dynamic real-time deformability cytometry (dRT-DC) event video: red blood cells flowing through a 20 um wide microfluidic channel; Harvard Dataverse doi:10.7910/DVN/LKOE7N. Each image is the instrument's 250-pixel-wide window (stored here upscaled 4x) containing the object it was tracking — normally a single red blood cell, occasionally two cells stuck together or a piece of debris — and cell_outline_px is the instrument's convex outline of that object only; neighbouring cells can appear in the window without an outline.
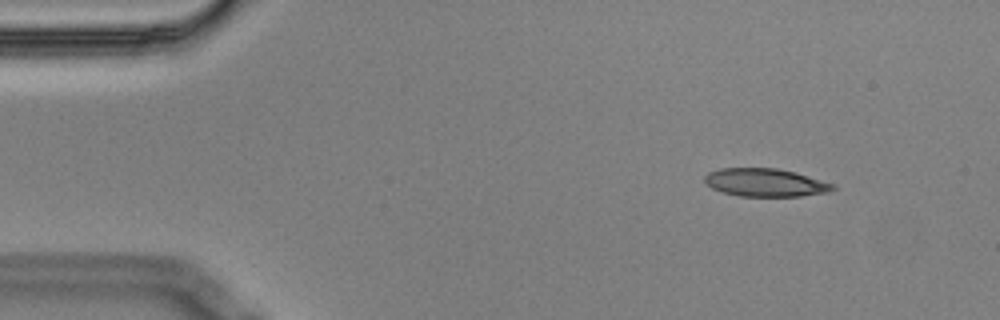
{"species": "Egyptian fruit bat (a non-hibernating species)", "species_latin": "Rousettus aegyptiacus", "temperature_condition": "cold", "stored_images_in_passage": 10, "camera_frame_rate_fps": 3000, "um_per_image_px": 0.085, "animal": {"sex": "male"}, "frame": {"image": 1, "passage_image": 1, "time_ms": 0.0, "image_size_px": [1000, 320], "cell_outline_px": [[836, 188], [828, 192], [800, 196], [740, 196], [724, 192], [712, 188], [704, 184], [704, 176], [708, 172], [720, 168], [776, 168], [796, 172], [836, 184]], "centroid_in_image_um": [65.06, 15.51], "position_along_channel_um": 19.9, "area_um2": 21.1}}
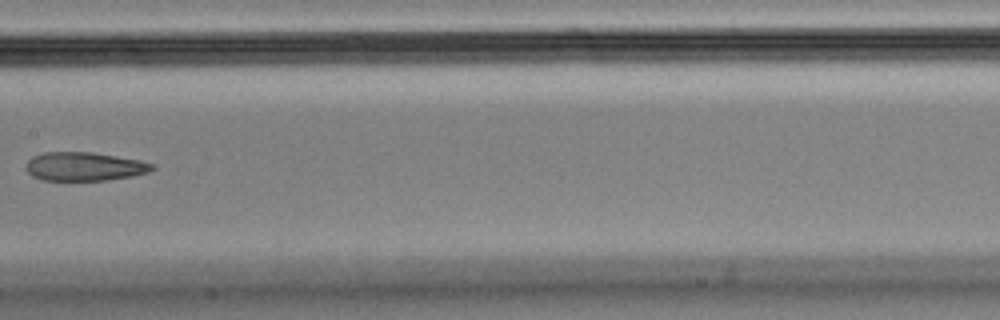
{"frame": {"image": 2, "passage_image": 7, "time_ms": 2.0, "image_size_px": [1000, 320], "cell_outline_px": [[156, 168], [148, 172], [132, 176], [108, 180], [44, 180], [32, 176], [24, 168], [28, 160], [32, 156], [44, 152], [92, 152], [140, 160], [156, 164]], "centroid_in_image_um": [7.18, 14.15], "position_along_channel_um": 200.2, "area_um2": 21.21}}
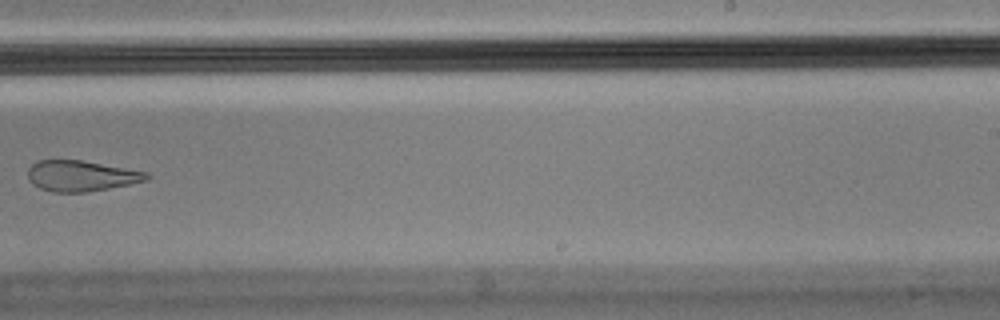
{"frame": {"image": 3, "passage_image": 9, "time_ms": 2.667, "image_size_px": [1000, 320], "cell_outline_px": [[152, 176], [148, 180], [108, 188], [84, 192], [52, 192], [40, 188], [32, 184], [28, 180], [28, 168], [36, 160], [80, 160], [148, 172]], "centroid_in_image_um": [6.87, 14.94], "position_along_channel_um": 282.1, "area_um2": 21.21}}